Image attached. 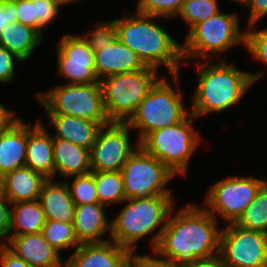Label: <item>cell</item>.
<instances>
[{
	"label": "cell",
	"mask_w": 267,
	"mask_h": 267,
	"mask_svg": "<svg viewBox=\"0 0 267 267\" xmlns=\"http://www.w3.org/2000/svg\"><path fill=\"white\" fill-rule=\"evenodd\" d=\"M172 209L156 248L158 260L187 264L219 255L222 227L203 207L189 203L175 213Z\"/></svg>",
	"instance_id": "6da1fadb"
},
{
	"label": "cell",
	"mask_w": 267,
	"mask_h": 267,
	"mask_svg": "<svg viewBox=\"0 0 267 267\" xmlns=\"http://www.w3.org/2000/svg\"><path fill=\"white\" fill-rule=\"evenodd\" d=\"M197 66L198 83L190 113L197 119L222 113L242 100L246 91L265 75V71H242L227 60H202Z\"/></svg>",
	"instance_id": "7a4b0ae2"
},
{
	"label": "cell",
	"mask_w": 267,
	"mask_h": 267,
	"mask_svg": "<svg viewBox=\"0 0 267 267\" xmlns=\"http://www.w3.org/2000/svg\"><path fill=\"white\" fill-rule=\"evenodd\" d=\"M158 18L162 17L125 13L115 18L117 38L133 50L145 66L159 70L163 65L170 75L179 74L180 64H185L182 43L166 32L157 22Z\"/></svg>",
	"instance_id": "3957f363"
},
{
	"label": "cell",
	"mask_w": 267,
	"mask_h": 267,
	"mask_svg": "<svg viewBox=\"0 0 267 267\" xmlns=\"http://www.w3.org/2000/svg\"><path fill=\"white\" fill-rule=\"evenodd\" d=\"M174 199L173 195H155L149 199L124 200L125 205L111 220L110 240L137 255V242L153 233L154 236H151L149 243L153 251L175 207Z\"/></svg>",
	"instance_id": "277c9868"
},
{
	"label": "cell",
	"mask_w": 267,
	"mask_h": 267,
	"mask_svg": "<svg viewBox=\"0 0 267 267\" xmlns=\"http://www.w3.org/2000/svg\"><path fill=\"white\" fill-rule=\"evenodd\" d=\"M170 76L175 85L161 77L126 122L131 129L138 130L136 141L140 142L152 131L180 123L190 114V108L184 104L180 74Z\"/></svg>",
	"instance_id": "5b68a950"
},
{
	"label": "cell",
	"mask_w": 267,
	"mask_h": 267,
	"mask_svg": "<svg viewBox=\"0 0 267 267\" xmlns=\"http://www.w3.org/2000/svg\"><path fill=\"white\" fill-rule=\"evenodd\" d=\"M239 20L236 12L220 11L206 21L196 24L188 31L182 44L185 64L190 65L189 60H195L197 57L201 60H224L222 55L219 57L220 53L224 54L239 44L245 47L246 32L241 31Z\"/></svg>",
	"instance_id": "8992f818"
},
{
	"label": "cell",
	"mask_w": 267,
	"mask_h": 267,
	"mask_svg": "<svg viewBox=\"0 0 267 267\" xmlns=\"http://www.w3.org/2000/svg\"><path fill=\"white\" fill-rule=\"evenodd\" d=\"M196 119L190 113L180 123L150 132L139 145L173 174L186 176L189 162L202 141L201 135L194 129L193 120Z\"/></svg>",
	"instance_id": "52a82bcc"
},
{
	"label": "cell",
	"mask_w": 267,
	"mask_h": 267,
	"mask_svg": "<svg viewBox=\"0 0 267 267\" xmlns=\"http://www.w3.org/2000/svg\"><path fill=\"white\" fill-rule=\"evenodd\" d=\"M161 78L157 69L108 76L99 81L105 112L110 122H127L151 88Z\"/></svg>",
	"instance_id": "ba28073f"
},
{
	"label": "cell",
	"mask_w": 267,
	"mask_h": 267,
	"mask_svg": "<svg viewBox=\"0 0 267 267\" xmlns=\"http://www.w3.org/2000/svg\"><path fill=\"white\" fill-rule=\"evenodd\" d=\"M47 115H70L98 122L110 123L105 112L100 83L66 84L35 94Z\"/></svg>",
	"instance_id": "9c48e42d"
},
{
	"label": "cell",
	"mask_w": 267,
	"mask_h": 267,
	"mask_svg": "<svg viewBox=\"0 0 267 267\" xmlns=\"http://www.w3.org/2000/svg\"><path fill=\"white\" fill-rule=\"evenodd\" d=\"M126 199H149L155 195H172L166 187L175 178L161 161L140 145L121 169Z\"/></svg>",
	"instance_id": "30bf717a"
},
{
	"label": "cell",
	"mask_w": 267,
	"mask_h": 267,
	"mask_svg": "<svg viewBox=\"0 0 267 267\" xmlns=\"http://www.w3.org/2000/svg\"><path fill=\"white\" fill-rule=\"evenodd\" d=\"M266 181L265 178L230 175L212 184L202 207L216 219H224V225L236 223Z\"/></svg>",
	"instance_id": "8fae6325"
},
{
	"label": "cell",
	"mask_w": 267,
	"mask_h": 267,
	"mask_svg": "<svg viewBox=\"0 0 267 267\" xmlns=\"http://www.w3.org/2000/svg\"><path fill=\"white\" fill-rule=\"evenodd\" d=\"M221 227L218 256L226 267H267V234L236 223Z\"/></svg>",
	"instance_id": "7c38bea8"
},
{
	"label": "cell",
	"mask_w": 267,
	"mask_h": 267,
	"mask_svg": "<svg viewBox=\"0 0 267 267\" xmlns=\"http://www.w3.org/2000/svg\"><path fill=\"white\" fill-rule=\"evenodd\" d=\"M131 127L126 122L101 126L94 145L89 149L91 172L121 171L131 154L139 147L130 139Z\"/></svg>",
	"instance_id": "4fadbf2b"
},
{
	"label": "cell",
	"mask_w": 267,
	"mask_h": 267,
	"mask_svg": "<svg viewBox=\"0 0 267 267\" xmlns=\"http://www.w3.org/2000/svg\"><path fill=\"white\" fill-rule=\"evenodd\" d=\"M65 34L56 46L57 73L66 84H90L99 82L95 72V51L82 36Z\"/></svg>",
	"instance_id": "5bb4252c"
},
{
	"label": "cell",
	"mask_w": 267,
	"mask_h": 267,
	"mask_svg": "<svg viewBox=\"0 0 267 267\" xmlns=\"http://www.w3.org/2000/svg\"><path fill=\"white\" fill-rule=\"evenodd\" d=\"M68 259L64 267H124L135 254L114 241L82 243Z\"/></svg>",
	"instance_id": "9a60e30c"
},
{
	"label": "cell",
	"mask_w": 267,
	"mask_h": 267,
	"mask_svg": "<svg viewBox=\"0 0 267 267\" xmlns=\"http://www.w3.org/2000/svg\"><path fill=\"white\" fill-rule=\"evenodd\" d=\"M4 245L32 267H64L61 254L45 241L41 233L8 235Z\"/></svg>",
	"instance_id": "2e32d148"
},
{
	"label": "cell",
	"mask_w": 267,
	"mask_h": 267,
	"mask_svg": "<svg viewBox=\"0 0 267 267\" xmlns=\"http://www.w3.org/2000/svg\"><path fill=\"white\" fill-rule=\"evenodd\" d=\"M50 133L39 118L33 125L27 123L25 166L42 174L47 179H54L53 143Z\"/></svg>",
	"instance_id": "e0dca14e"
},
{
	"label": "cell",
	"mask_w": 267,
	"mask_h": 267,
	"mask_svg": "<svg viewBox=\"0 0 267 267\" xmlns=\"http://www.w3.org/2000/svg\"><path fill=\"white\" fill-rule=\"evenodd\" d=\"M106 207L100 203L77 205L74 214V229L78 241L82 243H103L111 236V221L106 218Z\"/></svg>",
	"instance_id": "ac0fdd59"
},
{
	"label": "cell",
	"mask_w": 267,
	"mask_h": 267,
	"mask_svg": "<svg viewBox=\"0 0 267 267\" xmlns=\"http://www.w3.org/2000/svg\"><path fill=\"white\" fill-rule=\"evenodd\" d=\"M145 67L138 55L118 38L106 48L95 51V72L99 80Z\"/></svg>",
	"instance_id": "d6986e66"
},
{
	"label": "cell",
	"mask_w": 267,
	"mask_h": 267,
	"mask_svg": "<svg viewBox=\"0 0 267 267\" xmlns=\"http://www.w3.org/2000/svg\"><path fill=\"white\" fill-rule=\"evenodd\" d=\"M27 150V122L18 118L0 134V174L2 177L25 166Z\"/></svg>",
	"instance_id": "ffe728a7"
},
{
	"label": "cell",
	"mask_w": 267,
	"mask_h": 267,
	"mask_svg": "<svg viewBox=\"0 0 267 267\" xmlns=\"http://www.w3.org/2000/svg\"><path fill=\"white\" fill-rule=\"evenodd\" d=\"M38 201L43 207L47 220L74 222L76 205L65 181L47 179L42 186Z\"/></svg>",
	"instance_id": "44dd1931"
},
{
	"label": "cell",
	"mask_w": 267,
	"mask_h": 267,
	"mask_svg": "<svg viewBox=\"0 0 267 267\" xmlns=\"http://www.w3.org/2000/svg\"><path fill=\"white\" fill-rule=\"evenodd\" d=\"M52 143L54 178L58 174L68 180L91 172L89 149L62 138H52Z\"/></svg>",
	"instance_id": "7402d4cb"
},
{
	"label": "cell",
	"mask_w": 267,
	"mask_h": 267,
	"mask_svg": "<svg viewBox=\"0 0 267 267\" xmlns=\"http://www.w3.org/2000/svg\"><path fill=\"white\" fill-rule=\"evenodd\" d=\"M47 180L42 174L24 166L2 177L1 190L11 204L34 201L39 198L42 186Z\"/></svg>",
	"instance_id": "603a6c76"
},
{
	"label": "cell",
	"mask_w": 267,
	"mask_h": 267,
	"mask_svg": "<svg viewBox=\"0 0 267 267\" xmlns=\"http://www.w3.org/2000/svg\"><path fill=\"white\" fill-rule=\"evenodd\" d=\"M52 138H62L76 145L90 149L101 125L98 122L70 115H47Z\"/></svg>",
	"instance_id": "cb8c5ba5"
},
{
	"label": "cell",
	"mask_w": 267,
	"mask_h": 267,
	"mask_svg": "<svg viewBox=\"0 0 267 267\" xmlns=\"http://www.w3.org/2000/svg\"><path fill=\"white\" fill-rule=\"evenodd\" d=\"M43 38L32 28L21 23L8 24L1 32L0 46L19 58L22 63L33 56Z\"/></svg>",
	"instance_id": "d4e9b609"
},
{
	"label": "cell",
	"mask_w": 267,
	"mask_h": 267,
	"mask_svg": "<svg viewBox=\"0 0 267 267\" xmlns=\"http://www.w3.org/2000/svg\"><path fill=\"white\" fill-rule=\"evenodd\" d=\"M45 221L44 210L38 199L13 203L8 235L39 234Z\"/></svg>",
	"instance_id": "484cf974"
},
{
	"label": "cell",
	"mask_w": 267,
	"mask_h": 267,
	"mask_svg": "<svg viewBox=\"0 0 267 267\" xmlns=\"http://www.w3.org/2000/svg\"><path fill=\"white\" fill-rule=\"evenodd\" d=\"M99 203L110 207L126 200L121 171L92 172Z\"/></svg>",
	"instance_id": "4316f807"
},
{
	"label": "cell",
	"mask_w": 267,
	"mask_h": 267,
	"mask_svg": "<svg viewBox=\"0 0 267 267\" xmlns=\"http://www.w3.org/2000/svg\"><path fill=\"white\" fill-rule=\"evenodd\" d=\"M41 234L45 241L60 254L64 249L75 250L81 245L76 237L73 223L46 219Z\"/></svg>",
	"instance_id": "83f0119b"
},
{
	"label": "cell",
	"mask_w": 267,
	"mask_h": 267,
	"mask_svg": "<svg viewBox=\"0 0 267 267\" xmlns=\"http://www.w3.org/2000/svg\"><path fill=\"white\" fill-rule=\"evenodd\" d=\"M236 224L245 229L267 234V181L260 187L256 197Z\"/></svg>",
	"instance_id": "f1b7e54d"
},
{
	"label": "cell",
	"mask_w": 267,
	"mask_h": 267,
	"mask_svg": "<svg viewBox=\"0 0 267 267\" xmlns=\"http://www.w3.org/2000/svg\"><path fill=\"white\" fill-rule=\"evenodd\" d=\"M217 0H185L177 16L189 24V31L198 23H202L220 12Z\"/></svg>",
	"instance_id": "f546056e"
},
{
	"label": "cell",
	"mask_w": 267,
	"mask_h": 267,
	"mask_svg": "<svg viewBox=\"0 0 267 267\" xmlns=\"http://www.w3.org/2000/svg\"><path fill=\"white\" fill-rule=\"evenodd\" d=\"M71 177L74 178L71 184H69V181L65 180V182L68 185L71 198L76 206L99 203L94 181V174L92 172Z\"/></svg>",
	"instance_id": "4dcf8cb0"
},
{
	"label": "cell",
	"mask_w": 267,
	"mask_h": 267,
	"mask_svg": "<svg viewBox=\"0 0 267 267\" xmlns=\"http://www.w3.org/2000/svg\"><path fill=\"white\" fill-rule=\"evenodd\" d=\"M95 24V28L87 30L82 37L94 51H97L106 48L117 39V25L115 19Z\"/></svg>",
	"instance_id": "1f68e13d"
},
{
	"label": "cell",
	"mask_w": 267,
	"mask_h": 267,
	"mask_svg": "<svg viewBox=\"0 0 267 267\" xmlns=\"http://www.w3.org/2000/svg\"><path fill=\"white\" fill-rule=\"evenodd\" d=\"M185 0H138L136 12L163 18H174Z\"/></svg>",
	"instance_id": "d6a6232c"
},
{
	"label": "cell",
	"mask_w": 267,
	"mask_h": 267,
	"mask_svg": "<svg viewBox=\"0 0 267 267\" xmlns=\"http://www.w3.org/2000/svg\"><path fill=\"white\" fill-rule=\"evenodd\" d=\"M245 48L251 57L267 65V27L258 30L256 24L247 26Z\"/></svg>",
	"instance_id": "836d02e7"
},
{
	"label": "cell",
	"mask_w": 267,
	"mask_h": 267,
	"mask_svg": "<svg viewBox=\"0 0 267 267\" xmlns=\"http://www.w3.org/2000/svg\"><path fill=\"white\" fill-rule=\"evenodd\" d=\"M60 6L53 0H36V10L38 16V34L43 38L45 29L55 22ZM55 20V21H54Z\"/></svg>",
	"instance_id": "e575fe53"
},
{
	"label": "cell",
	"mask_w": 267,
	"mask_h": 267,
	"mask_svg": "<svg viewBox=\"0 0 267 267\" xmlns=\"http://www.w3.org/2000/svg\"><path fill=\"white\" fill-rule=\"evenodd\" d=\"M16 6V19L38 33L36 0H11Z\"/></svg>",
	"instance_id": "d590c367"
},
{
	"label": "cell",
	"mask_w": 267,
	"mask_h": 267,
	"mask_svg": "<svg viewBox=\"0 0 267 267\" xmlns=\"http://www.w3.org/2000/svg\"><path fill=\"white\" fill-rule=\"evenodd\" d=\"M15 62H22L6 48L0 46V83L9 84L16 78Z\"/></svg>",
	"instance_id": "8d00e7d4"
},
{
	"label": "cell",
	"mask_w": 267,
	"mask_h": 267,
	"mask_svg": "<svg viewBox=\"0 0 267 267\" xmlns=\"http://www.w3.org/2000/svg\"><path fill=\"white\" fill-rule=\"evenodd\" d=\"M11 203L0 188V237L5 241L10 229Z\"/></svg>",
	"instance_id": "74e56055"
},
{
	"label": "cell",
	"mask_w": 267,
	"mask_h": 267,
	"mask_svg": "<svg viewBox=\"0 0 267 267\" xmlns=\"http://www.w3.org/2000/svg\"><path fill=\"white\" fill-rule=\"evenodd\" d=\"M249 9L248 25L257 24L267 15V0H249L246 4Z\"/></svg>",
	"instance_id": "f35d334b"
},
{
	"label": "cell",
	"mask_w": 267,
	"mask_h": 267,
	"mask_svg": "<svg viewBox=\"0 0 267 267\" xmlns=\"http://www.w3.org/2000/svg\"><path fill=\"white\" fill-rule=\"evenodd\" d=\"M17 23L16 6L11 0H4L0 6V35L8 24Z\"/></svg>",
	"instance_id": "ab89813d"
},
{
	"label": "cell",
	"mask_w": 267,
	"mask_h": 267,
	"mask_svg": "<svg viewBox=\"0 0 267 267\" xmlns=\"http://www.w3.org/2000/svg\"><path fill=\"white\" fill-rule=\"evenodd\" d=\"M0 267H32L17 257L5 245L0 248Z\"/></svg>",
	"instance_id": "60d3db41"
},
{
	"label": "cell",
	"mask_w": 267,
	"mask_h": 267,
	"mask_svg": "<svg viewBox=\"0 0 267 267\" xmlns=\"http://www.w3.org/2000/svg\"><path fill=\"white\" fill-rule=\"evenodd\" d=\"M15 112L0 103V134L12 125L19 117L14 116Z\"/></svg>",
	"instance_id": "b9f144b4"
},
{
	"label": "cell",
	"mask_w": 267,
	"mask_h": 267,
	"mask_svg": "<svg viewBox=\"0 0 267 267\" xmlns=\"http://www.w3.org/2000/svg\"><path fill=\"white\" fill-rule=\"evenodd\" d=\"M186 267H226L219 256L207 260H196L186 264Z\"/></svg>",
	"instance_id": "7bdbcfd3"
},
{
	"label": "cell",
	"mask_w": 267,
	"mask_h": 267,
	"mask_svg": "<svg viewBox=\"0 0 267 267\" xmlns=\"http://www.w3.org/2000/svg\"><path fill=\"white\" fill-rule=\"evenodd\" d=\"M146 267H186V264L168 263L158 260L153 255H146Z\"/></svg>",
	"instance_id": "ee69618b"
},
{
	"label": "cell",
	"mask_w": 267,
	"mask_h": 267,
	"mask_svg": "<svg viewBox=\"0 0 267 267\" xmlns=\"http://www.w3.org/2000/svg\"><path fill=\"white\" fill-rule=\"evenodd\" d=\"M124 267H146V255H135Z\"/></svg>",
	"instance_id": "f6af8a7d"
},
{
	"label": "cell",
	"mask_w": 267,
	"mask_h": 267,
	"mask_svg": "<svg viewBox=\"0 0 267 267\" xmlns=\"http://www.w3.org/2000/svg\"><path fill=\"white\" fill-rule=\"evenodd\" d=\"M55 3H57L60 7L61 6H65L66 4H69V3H74V2H78L80 0H53Z\"/></svg>",
	"instance_id": "bcb514c9"
},
{
	"label": "cell",
	"mask_w": 267,
	"mask_h": 267,
	"mask_svg": "<svg viewBox=\"0 0 267 267\" xmlns=\"http://www.w3.org/2000/svg\"><path fill=\"white\" fill-rule=\"evenodd\" d=\"M234 2H236L237 4L239 3L240 5L242 4L243 6H245V4L249 1V0H233Z\"/></svg>",
	"instance_id": "7dc6e473"
},
{
	"label": "cell",
	"mask_w": 267,
	"mask_h": 267,
	"mask_svg": "<svg viewBox=\"0 0 267 267\" xmlns=\"http://www.w3.org/2000/svg\"><path fill=\"white\" fill-rule=\"evenodd\" d=\"M1 240H2V242H1ZM3 245H4V241H3V239L0 237V248H1Z\"/></svg>",
	"instance_id": "c3c4849f"
},
{
	"label": "cell",
	"mask_w": 267,
	"mask_h": 267,
	"mask_svg": "<svg viewBox=\"0 0 267 267\" xmlns=\"http://www.w3.org/2000/svg\"><path fill=\"white\" fill-rule=\"evenodd\" d=\"M1 185H2V175L0 174V188H1Z\"/></svg>",
	"instance_id": "681fc988"
}]
</instances>
